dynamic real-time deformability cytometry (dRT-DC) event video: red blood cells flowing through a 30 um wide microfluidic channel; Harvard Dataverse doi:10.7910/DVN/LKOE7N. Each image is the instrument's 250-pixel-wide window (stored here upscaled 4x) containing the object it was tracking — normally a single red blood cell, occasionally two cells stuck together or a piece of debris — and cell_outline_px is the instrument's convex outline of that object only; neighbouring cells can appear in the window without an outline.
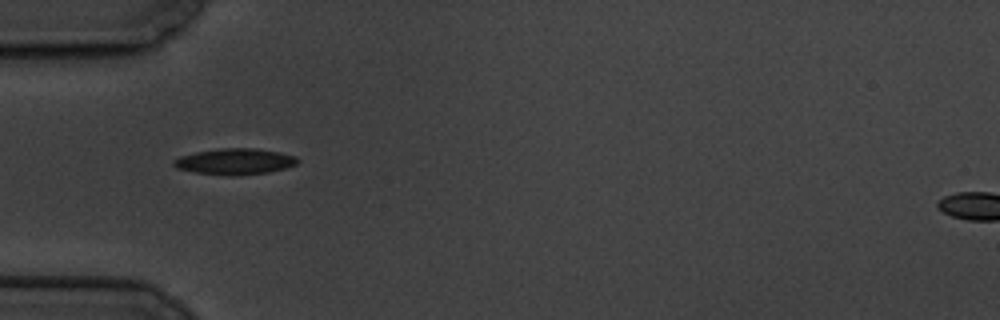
{"species": "common noctule bat (a hibernating species)", "species_latin": "Nyctalus noctula", "temperature_condition": "cold", "stored_images_in_passage": 5, "camera_frame_rate_fps": 3000, "um_per_image_px": 0.085, "animal": {"sex": "male", "body_mass_g": 19.5, "forearm_length_mm": 54.6}, "frame": {"image": 1, "passage_image": 1, "time_ms": 0.0, "image_size_px": [1000, 320], "cell_outline_px": [[300, 160], [296, 164], [284, 168], [268, 172], [232, 176], [228, 176], [196, 172], [176, 168], [172, 164], [172, 160], [180, 156], [196, 152], [220, 148], [256, 148], [280, 152], [296, 156]], "centroid_in_image_um": [19.96, 13.72], "position_along_channel_um": 65.0, "area_um2": 18.84}}
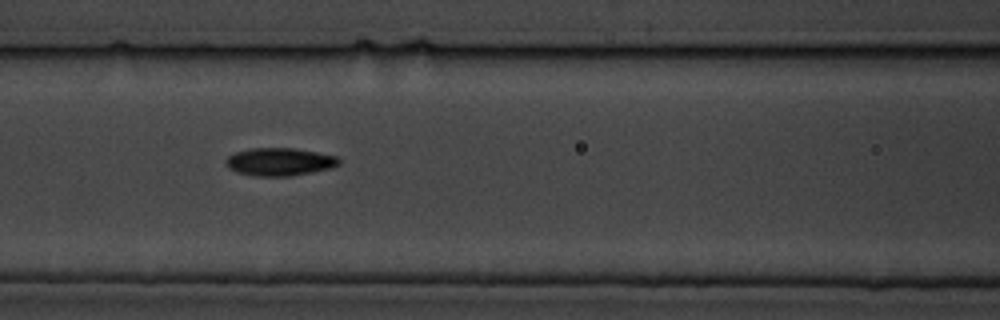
{"frame": {"image": 2, "passage_image": 3, "time_ms": 2.333, "image_size_px": [1000, 320], "cell_outline_px": [[340, 164], [332, 168], [292, 176], [252, 176], [236, 172], [228, 168], [224, 164], [224, 160], [228, 156], [236, 152], [248, 148], [296, 148], [336, 156], [340, 160]], "centroid_in_image_um": [23.73, 13.75], "position_along_channel_um": 142.9, "area_um2": 18.61}}
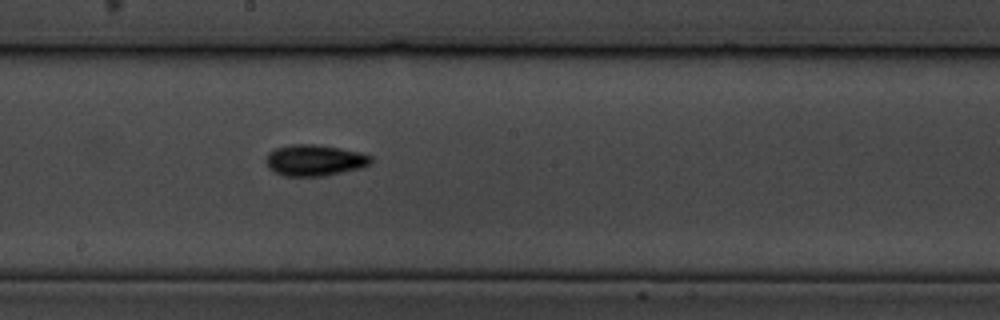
{"frame": {"image": 3, "passage_image": 5, "time_ms": 4.667, "image_size_px": [1000, 320], "cell_outline_px": [[372, 160], [368, 164], [360, 168], [324, 176], [284, 176], [268, 168], [264, 160], [268, 152], [276, 148], [292, 144], [312, 144], [340, 148], [360, 152], [372, 156]], "centroid_in_image_um": [26.7, 13.62], "position_along_channel_um": 221.5, "area_um2": 19.07}}